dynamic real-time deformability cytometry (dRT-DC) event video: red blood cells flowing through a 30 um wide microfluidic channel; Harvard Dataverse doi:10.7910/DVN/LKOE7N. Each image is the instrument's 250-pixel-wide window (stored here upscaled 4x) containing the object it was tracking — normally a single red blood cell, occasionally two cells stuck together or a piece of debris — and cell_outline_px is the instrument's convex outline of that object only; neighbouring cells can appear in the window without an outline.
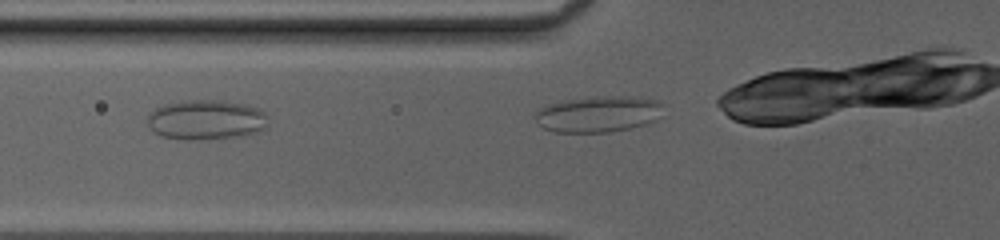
{"species": "common noctule bat (a hibernating species)", "species_latin": "Nyctalus noctula", "temperature_condition": "cold", "stored_images_in_passage": 7, "camera_frame_rate_fps": 3000, "um_per_image_px": 0.085, "animal": {"sex": "female", "body_mass_g": 20.0, "forearm_length_mm": 54.0}, "frame": {"image": 1, "passage_image": 6, "time_ms": 1.667, "image_size_px": [1000, 240], "cell_outline_px": [[268, 124], [264, 128], [256, 132], [232, 136], [200, 140], [184, 140], [160, 136], [152, 132], [148, 124], [148, 116], [156, 108], [164, 104], [184, 100], [224, 100], [244, 104], [256, 108], [264, 112]], "centroid_in_image_um": [17.46, 10.18], "position_along_channel_um": 108.3, "area_um2": 27.92}}